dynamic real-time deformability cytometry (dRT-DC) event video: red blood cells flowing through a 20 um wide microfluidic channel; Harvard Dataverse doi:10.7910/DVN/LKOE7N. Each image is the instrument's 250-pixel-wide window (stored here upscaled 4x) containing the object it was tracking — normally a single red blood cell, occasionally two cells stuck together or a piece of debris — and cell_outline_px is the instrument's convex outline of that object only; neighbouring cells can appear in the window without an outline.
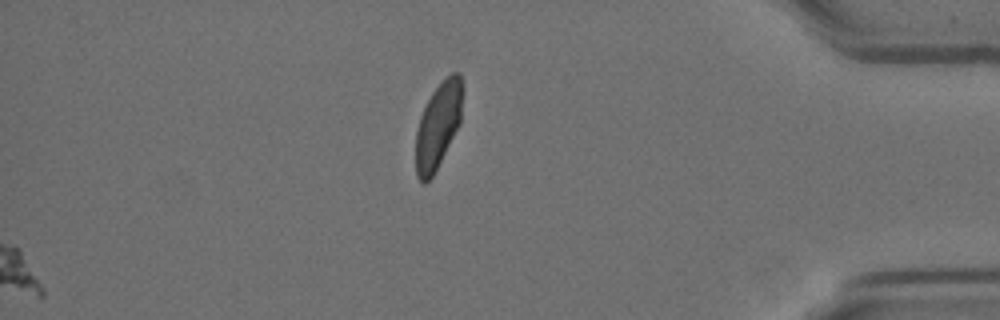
{"species": "Egyptian fruit bat (a non-hibernating species)", "species_latin": "Rousettus aegyptiacus", "temperature_condition": "room temperature", "stored_images_in_passage": 49, "segment_of_instrument_passage": [2, 2], "camera_frame_rate_fps": 3000, "um_per_image_px": 0.085, "animal": {"sex": "female"}, "frame": {"image": 1, "passage_image": 49, "time_ms": 16.0, "image_size_px": [1000, 320], "cell_outline_px": [[464, 88], [460, 124], [432, 176], [424, 184], [416, 176], [416, 132], [420, 116], [432, 92], [452, 72], [460, 72]], "centroid_in_image_um": [37.26, 10.62], "position_along_channel_um": 397.9, "area_um2": 23.29}}